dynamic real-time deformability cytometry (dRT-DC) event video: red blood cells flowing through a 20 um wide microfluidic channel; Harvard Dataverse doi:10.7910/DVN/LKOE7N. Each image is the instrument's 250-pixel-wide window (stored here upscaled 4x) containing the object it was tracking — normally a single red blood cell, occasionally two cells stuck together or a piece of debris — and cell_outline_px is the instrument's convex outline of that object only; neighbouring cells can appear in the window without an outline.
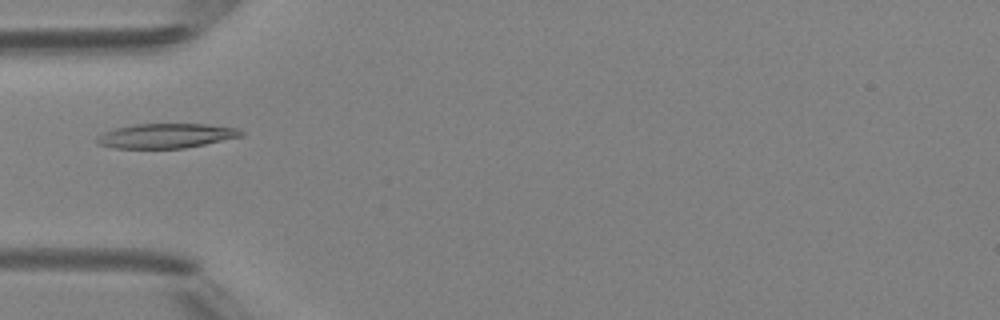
{"species": "Egyptian fruit bat (a non-hibernating species)", "species_latin": "Rousettus aegyptiacus", "temperature_condition": "room temperature", "stored_images_in_passage": 5, "camera_frame_rate_fps": 3000, "um_per_image_px": 0.085, "animal": {"sex": "female"}, "frame": {"image": 1, "passage_image": 4, "time_ms": 4.333, "image_size_px": [1000, 320], "cell_outline_px": [[244, 136], [184, 148], [116, 148], [96, 144], [96, 136], [104, 132], [116, 128], [136, 124], [208, 124], [236, 128], [244, 132]], "centroid_in_image_um": [14.11, 11.54], "position_along_channel_um": 70.9, "area_um2": 20.63}}
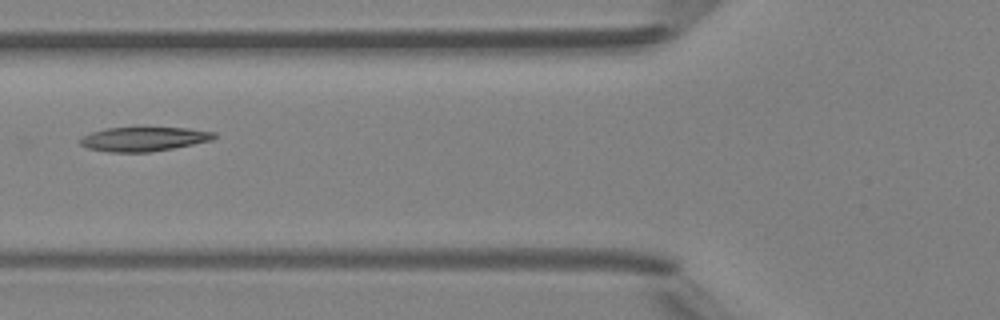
{"frame": {"image": 2, "passage_image": 5, "time_ms": 5.333, "image_size_px": [1000, 320], "cell_outline_px": [[216, 136], [212, 140], [152, 152], [108, 152], [88, 148], [80, 144], [80, 140], [84, 136], [92, 132], [104, 128], [140, 124], [144, 124], [188, 128], [216, 132]], "centroid_in_image_um": [12.23, 11.75], "position_along_channel_um": 113.6, "area_um2": 20.0}}